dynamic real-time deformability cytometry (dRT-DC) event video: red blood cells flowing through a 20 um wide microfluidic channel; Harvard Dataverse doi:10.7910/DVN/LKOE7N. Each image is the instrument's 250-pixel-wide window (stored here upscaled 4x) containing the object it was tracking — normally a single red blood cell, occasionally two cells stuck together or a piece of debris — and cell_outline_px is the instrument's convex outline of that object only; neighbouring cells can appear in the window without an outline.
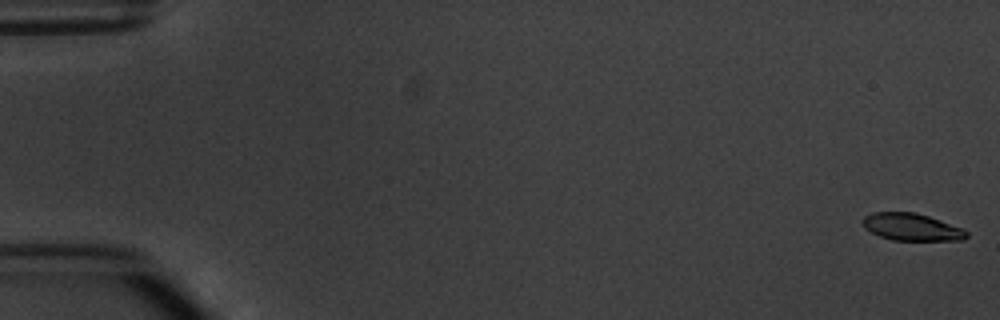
{"species": "common noctule bat (a hibernating species)", "species_latin": "Nyctalus noctula", "temperature_condition": "warm", "stored_images_in_passage": 6, "camera_frame_rate_fps": 3000, "um_per_image_px": 0.085, "animal": {"sex": "male", "body_mass_g": 20.1, "forearm_length_mm": 53.5}, "frame": {"image": 1, "passage_image": 1, "time_ms": 0.0, "image_size_px": [1000, 320], "cell_outline_px": [[968, 236], [964, 240], [892, 240], [880, 236], [864, 228], [860, 220], [864, 216], [872, 212], [916, 212], [964, 228], [968, 232]], "centroid_in_image_um": [77.48, 19.29], "position_along_channel_um": 7.5, "area_um2": 16.65}}
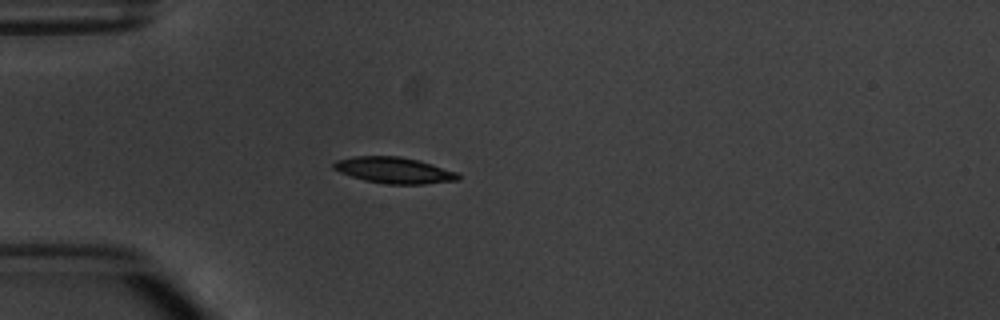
{"frame": {"image": 2, "passage_image": 5, "time_ms": 5.0, "image_size_px": [1000, 320], "cell_outline_px": [[460, 180], [424, 184], [388, 184], [364, 180], [340, 172], [332, 168], [332, 164], [336, 160], [352, 156], [400, 156], [420, 160], [456, 172], [460, 176]], "centroid_in_image_um": [33.49, 14.46], "position_along_channel_um": 51.5, "area_um2": 19.02}}